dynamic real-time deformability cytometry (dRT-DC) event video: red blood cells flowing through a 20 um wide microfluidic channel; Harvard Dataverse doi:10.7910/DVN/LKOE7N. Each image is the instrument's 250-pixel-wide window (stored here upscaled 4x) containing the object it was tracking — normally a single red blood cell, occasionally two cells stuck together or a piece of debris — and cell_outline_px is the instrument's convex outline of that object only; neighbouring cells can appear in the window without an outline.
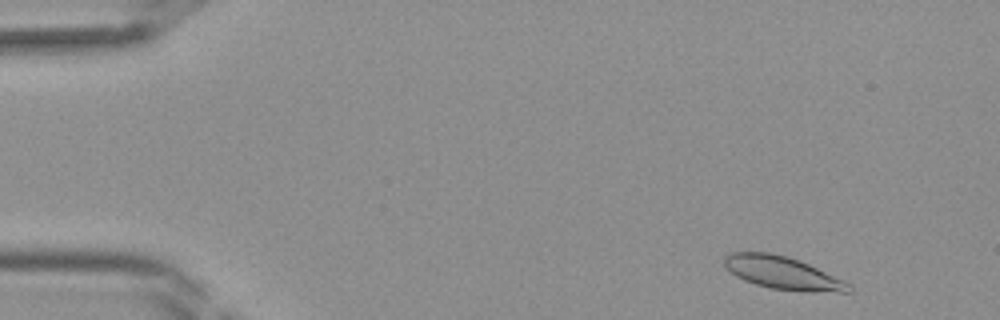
{"species": "Egyptian fruit bat (a non-hibernating species)", "species_latin": "Rousettus aegyptiacus", "temperature_condition": "room temperature", "stored_images_in_passage": 41, "camera_frame_rate_fps": 3000, "um_per_image_px": 0.085, "frame": {"image": 1, "passage_image": 3, "time_ms": 0.667, "image_size_px": [1000, 320], "cell_outline_px": [[852, 292], [812, 292], [772, 288], [756, 284], [744, 280], [736, 276], [724, 268], [724, 256], [728, 252], [768, 252], [788, 256], [808, 264], [844, 280], [852, 284]], "centroid_in_image_um": [66.52, 23.19], "position_along_channel_um": 18.5, "area_um2": 23.87}}
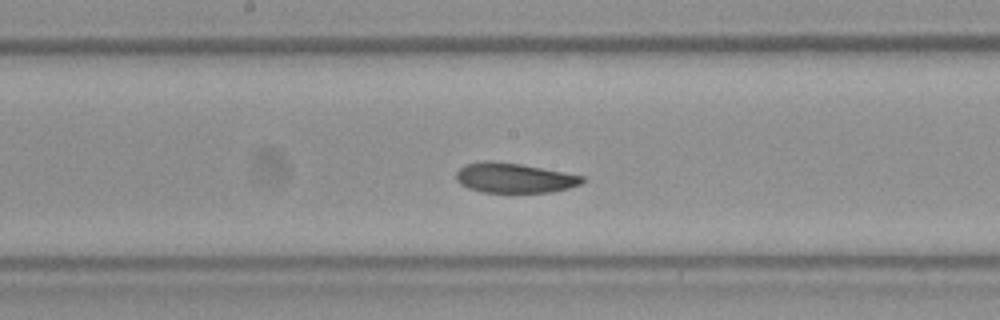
{"frame": {"image": 2, "passage_image": 21, "time_ms": 6.667, "image_size_px": [1000, 320], "cell_outline_px": [[584, 180], [580, 184], [568, 188], [552, 192], [512, 196], [484, 192], [468, 188], [460, 184], [456, 180], [456, 172], [464, 164], [484, 160], [492, 160], [520, 164], [584, 176]], "centroid_in_image_um": [43.67, 15.17], "position_along_channel_um": 204.5, "area_um2": 22.89}}
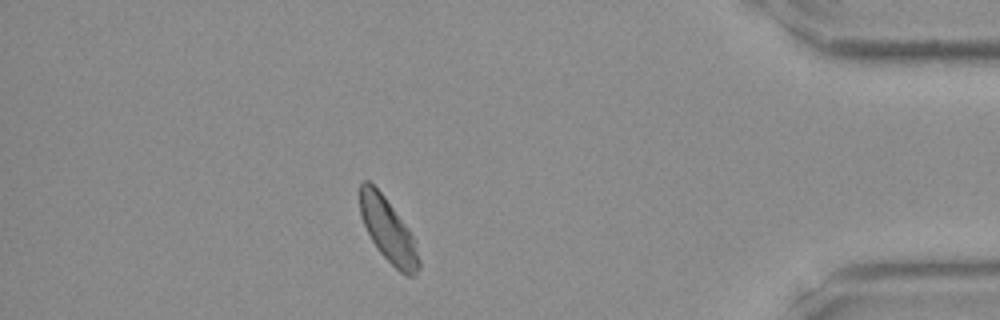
{"frame": {"image": 3, "passage_image": 36, "time_ms": 11.667, "image_size_px": [1000, 320], "cell_outline_px": [[420, 268], [412, 276], [404, 276], [380, 252], [372, 240], [360, 216], [360, 184], [364, 180], [368, 180], [384, 196], [408, 228], [416, 240], [420, 260]], "centroid_in_image_um": [33.02, 19.59], "position_along_channel_um": 402.2, "area_um2": 21.73}}